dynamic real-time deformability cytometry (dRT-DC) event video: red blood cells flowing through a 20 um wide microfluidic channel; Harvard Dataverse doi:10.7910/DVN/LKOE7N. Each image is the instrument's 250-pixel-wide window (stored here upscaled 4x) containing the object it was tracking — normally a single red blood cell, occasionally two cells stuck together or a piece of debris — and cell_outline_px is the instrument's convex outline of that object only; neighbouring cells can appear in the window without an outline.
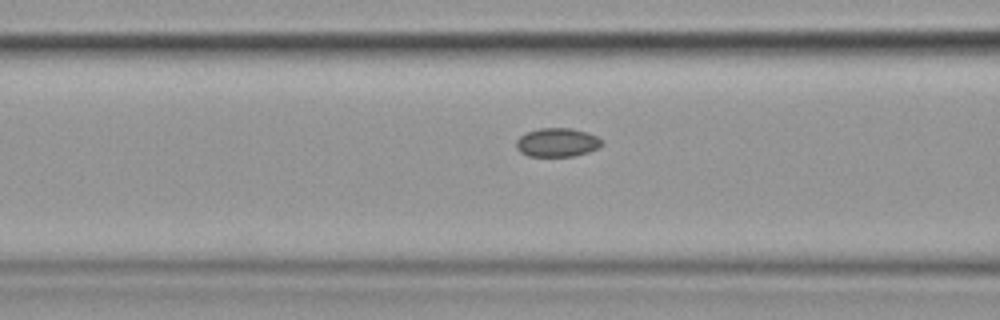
{"species": "common noctule bat (a hibernating species)", "species_latin": "Nyctalus noctula", "temperature_condition": "cold", "stored_images_in_passage": 5, "segment_of_instrument_passage": [2, 2], "camera_frame_rate_fps": 3000, "um_per_image_px": 0.085, "animal": {"sex": "female", "body_mass_g": 19.9}, "frame": {"image": 1, "passage_image": 5, "time_ms": 5.667, "image_size_px": [1000, 320], "cell_outline_px": [[604, 144], [600, 148], [588, 152], [572, 156], [528, 156], [520, 152], [516, 148], [516, 140], [520, 136], [528, 132], [540, 128], [572, 128], [588, 132], [604, 140]], "centroid_in_image_um": [47.4, 12.1], "position_along_channel_um": 119.2, "area_um2": 14.51}}